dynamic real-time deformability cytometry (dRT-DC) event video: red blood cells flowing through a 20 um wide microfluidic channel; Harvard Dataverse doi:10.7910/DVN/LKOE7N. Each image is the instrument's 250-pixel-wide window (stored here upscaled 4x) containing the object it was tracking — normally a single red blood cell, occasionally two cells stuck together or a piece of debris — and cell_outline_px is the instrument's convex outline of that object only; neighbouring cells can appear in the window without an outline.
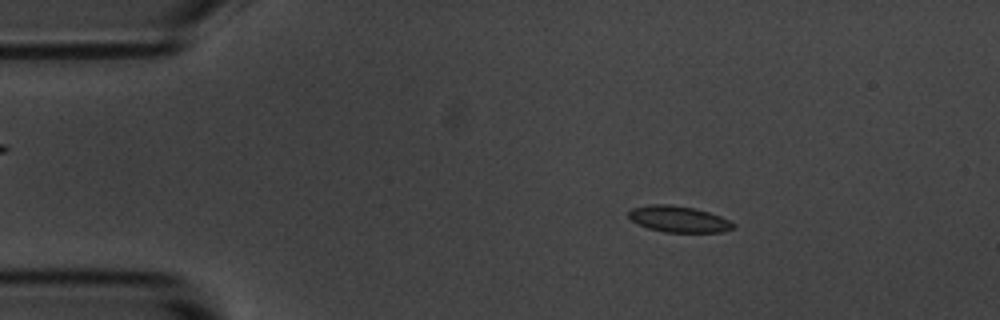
{"species": "common noctule bat (a hibernating species)", "species_latin": "Nyctalus noctula", "temperature_condition": "room temperature", "stored_images_in_passage": 55, "camera_frame_rate_fps": 3000, "um_per_image_px": 0.085, "animal": {"sex": "male", "body_mass_g": 20.1, "forearm_length_mm": 53.5}, "frame": {"image": 1, "passage_image": 9, "time_ms": 2.667, "image_size_px": [1000, 320], "cell_outline_px": [[736, 228], [724, 232], [664, 232], [648, 228], [636, 224], [628, 216], [628, 212], [632, 208], [648, 204], [668, 204], [692, 208], [708, 212], [720, 216], [736, 224]], "centroid_in_image_um": [57.68, 18.63], "position_along_channel_um": 27.3, "area_um2": 16.07}}
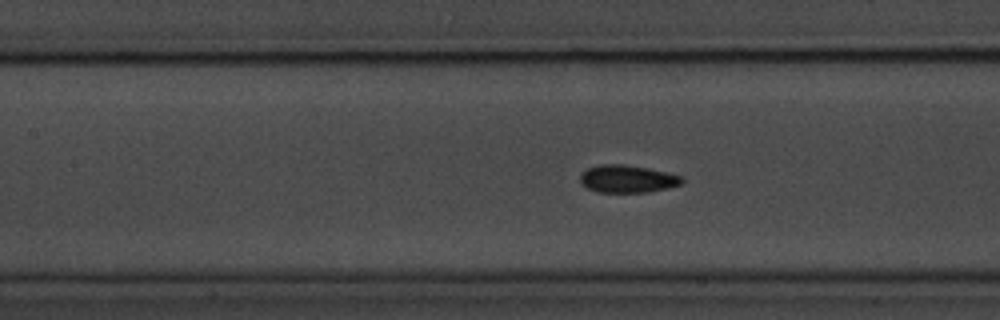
{"frame": {"image": 2, "passage_image": 24, "time_ms": 7.667, "image_size_px": [1000, 320], "cell_outline_px": [[684, 180], [680, 184], [668, 188], [648, 192], [596, 192], [588, 188], [580, 180], [580, 176], [588, 168], [600, 164], [624, 164], [648, 168], [668, 172], [684, 176]], "centroid_in_image_um": [53.38, 15.2], "position_along_channel_um": 154.0, "area_um2": 16.36}}
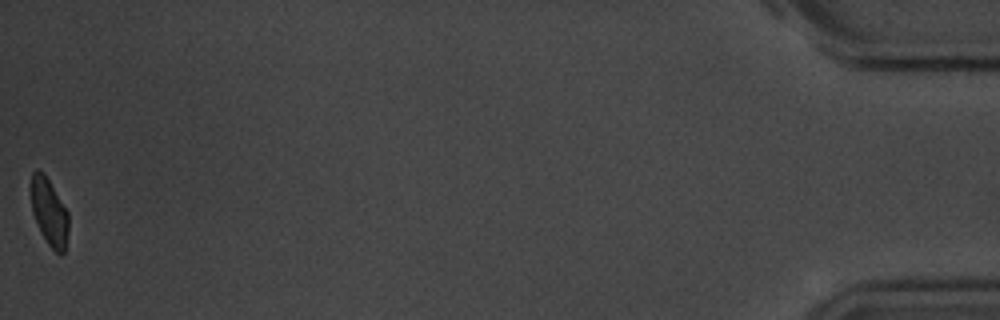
{"frame": {"image": 3, "passage_image": 55, "time_ms": 18.0, "image_size_px": [1000, 320], "cell_outline_px": [[68, 232], [64, 252], [60, 256], [48, 244], [40, 232], [32, 212], [28, 188], [32, 172], [36, 168], [44, 172], [68, 212]], "centroid_in_image_um": [4.13, 17.97], "position_along_channel_um": 431.1, "area_um2": 15.14}, "authors_computed_cell_mechanics": {"area_um2": 16.0684, "velocity_mm_per_s": 3.6361, "shape_relaxation_time_tau1_ms": 2.6073, "shape_relaxation_time_tau2_ms": 1.4927, "deformation_change_tau1": 0.0868, "deformation_change_tau2": 0.0441}}